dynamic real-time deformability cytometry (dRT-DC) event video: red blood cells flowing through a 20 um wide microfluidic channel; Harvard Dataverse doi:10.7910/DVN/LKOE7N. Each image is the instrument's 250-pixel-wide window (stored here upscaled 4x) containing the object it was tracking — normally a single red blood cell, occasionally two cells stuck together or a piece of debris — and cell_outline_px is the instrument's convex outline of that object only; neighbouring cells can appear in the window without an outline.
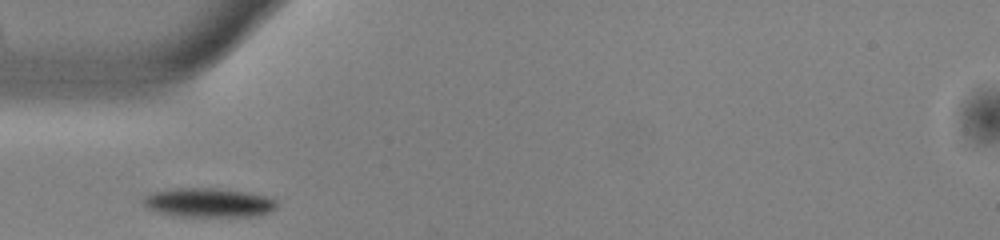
{"species": "common noctule bat (a hibernating species)", "species_latin": "Nyctalus noctula", "temperature_condition": "warm", "stored_images_in_passage": 6, "camera_frame_rate_fps": 3000, "um_per_image_px": 0.085, "animal": {"sex": "male", "body_mass_g": 13.0, "forearm_length_mm": 53.1}, "frame": {"image": 1, "passage_image": 1, "time_ms": 0.0, "image_size_px": [1000, 240], "cell_outline_px": [[276, 208], [260, 216], [172, 216], [156, 212], [148, 208], [140, 200], [148, 192], [176, 188], [216, 188], [248, 192], [264, 196], [276, 200]], "centroid_in_image_um": [17.66, 17.22], "position_along_channel_um": 67.3, "area_um2": 22.89}}